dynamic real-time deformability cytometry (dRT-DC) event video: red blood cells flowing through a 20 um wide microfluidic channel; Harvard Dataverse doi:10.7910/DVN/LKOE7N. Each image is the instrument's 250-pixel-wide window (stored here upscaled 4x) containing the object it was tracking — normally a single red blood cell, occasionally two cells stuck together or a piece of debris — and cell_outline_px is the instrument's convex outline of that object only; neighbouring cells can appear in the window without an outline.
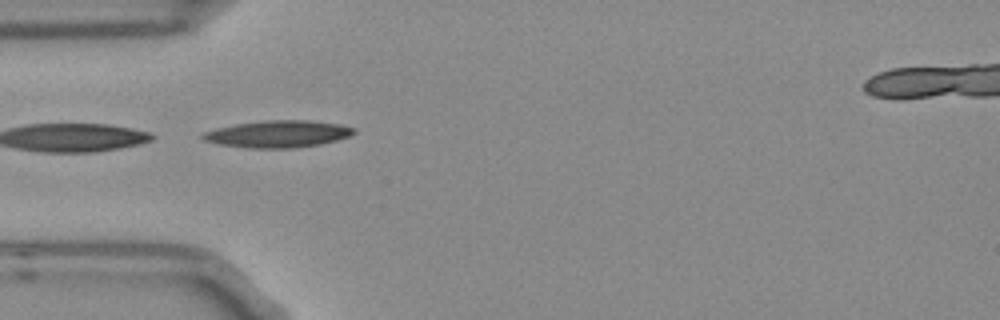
{"species": "Egyptian fruit bat (a non-hibernating species)", "species_latin": "Rousettus aegyptiacus", "temperature_condition": "room temperature", "stored_images_in_passage": 40, "camera_frame_rate_fps": 3000, "um_per_image_px": 0.085, "frame": {"image": 1, "passage_image": 1, "time_ms": 0.0, "image_size_px": [1000, 320], "cell_outline_px": [[356, 132], [348, 136], [336, 140], [320, 144], [292, 148], [248, 148], [216, 144], [204, 140], [200, 136], [204, 132], [216, 128], [236, 124], [264, 120], [312, 120], [340, 124], [356, 128]], "centroid_in_image_um": [23.62, 11.38], "position_along_channel_um": 61.4, "area_um2": 23.87}}
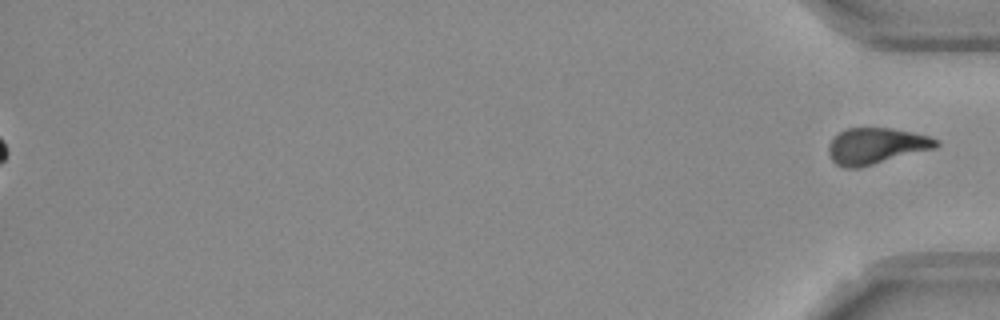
{"frame": {"image": 2, "passage_image": 40, "time_ms": 13.0, "image_size_px": [1000, 320], "cell_outline_px": [[940, 144], [936, 148], [856, 168], [844, 168], [836, 164], [832, 160], [828, 152], [828, 144], [832, 136], [848, 128], [892, 128], [928, 136], [936, 140]], "centroid_in_image_um": [74.42, 12.4], "position_along_channel_um": 360.8, "area_um2": 22.48}, "authors_computed_cell_mechanics": {"area_um2": 21.5883, "velocity_mm_per_s": 3.7778, "shape_relaxation_time_tau1_ms": null, "shape_relaxation_time_tau2_ms": 8.9875, "deformation_change_tau1": null, "deformation_change_tau2": 0.2495}}